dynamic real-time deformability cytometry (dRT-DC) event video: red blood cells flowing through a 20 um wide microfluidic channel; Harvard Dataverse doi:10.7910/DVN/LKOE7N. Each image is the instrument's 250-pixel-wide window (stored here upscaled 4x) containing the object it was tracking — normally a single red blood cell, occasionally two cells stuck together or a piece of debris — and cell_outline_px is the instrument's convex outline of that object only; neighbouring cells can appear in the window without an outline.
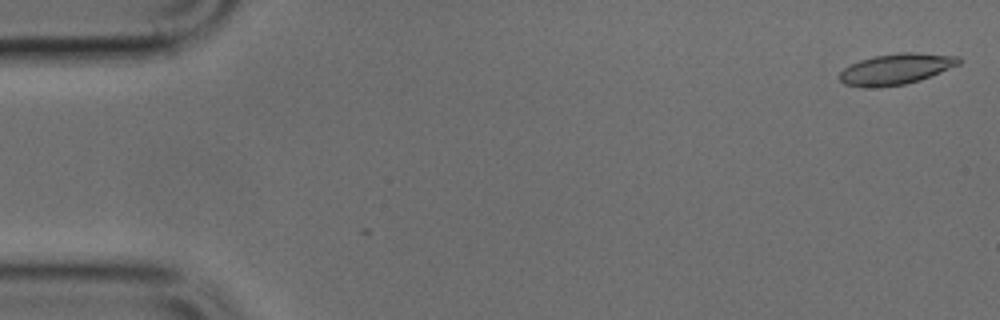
{"species": "common noctule bat (a hibernating species)", "species_latin": "Nyctalus noctula", "temperature_condition": "cold", "stored_images_in_passage": 2, "camera_frame_rate_fps": 3000, "um_per_image_px": 0.085, "animal": {"sex": "male", "body_mass_g": 17.9, "forearm_length_mm": 54.2}, "frame": {"image": 1, "passage_image": 2, "time_ms": 0.333, "image_size_px": [1000, 320], "cell_outline_px": [[964, 60], [960, 64], [920, 80], [904, 84], [880, 88], [864, 88], [844, 84], [840, 80], [840, 72], [844, 68], [860, 60], [872, 56], [900, 52], [916, 52], [960, 56]], "centroid_in_image_um": [76.18, 5.87], "position_along_channel_um": 8.8, "area_um2": 21.73}}